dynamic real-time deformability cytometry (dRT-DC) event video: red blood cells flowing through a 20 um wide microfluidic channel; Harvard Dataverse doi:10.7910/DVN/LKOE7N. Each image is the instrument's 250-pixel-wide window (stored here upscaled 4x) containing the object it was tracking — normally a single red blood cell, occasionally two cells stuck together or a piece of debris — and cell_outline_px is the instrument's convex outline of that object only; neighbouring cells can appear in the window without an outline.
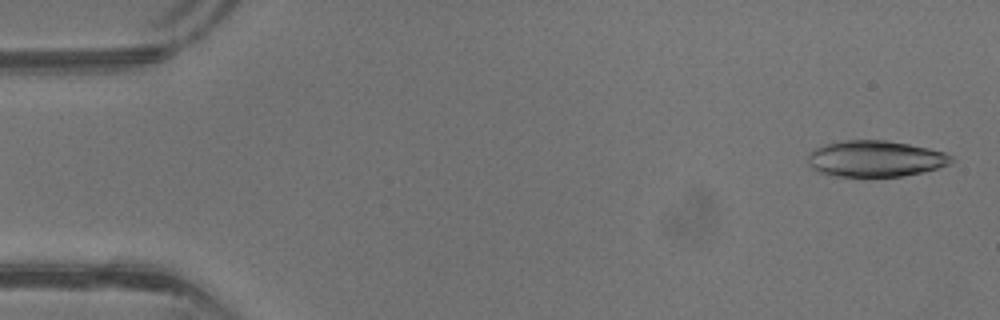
{"species": "common noctule bat (a hibernating species)", "species_latin": "Nyctalus noctula", "temperature_condition": "warm", "stored_images_in_passage": 16, "camera_frame_rate_fps": 3000, "um_per_image_px": 0.085, "animal": {"sex": "male", "body_mass_g": 13.3}, "frame": {"image": 1, "passage_image": 2, "time_ms": 0.333, "image_size_px": [1000, 320], "cell_outline_px": [[952, 160], [948, 164], [924, 172], [904, 176], [832, 176], [820, 172], [812, 168], [808, 164], [808, 152], [824, 144], [844, 140], [884, 140], [908, 144], [928, 148], [944, 152], [952, 156]], "centroid_in_image_um": [74.37, 13.49], "position_along_channel_um": 10.6, "area_um2": 30.17}}
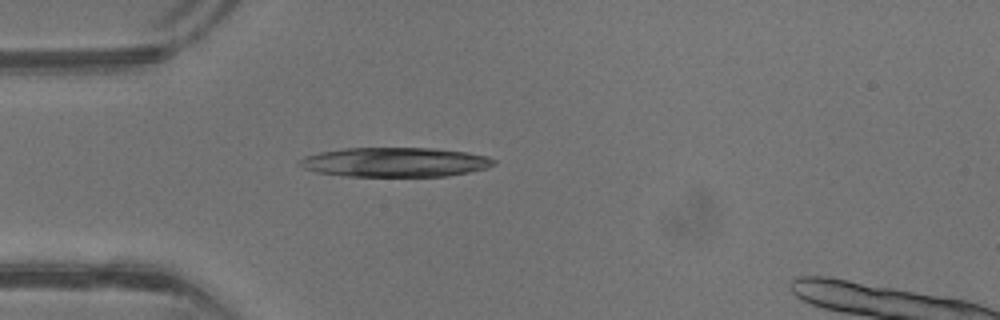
{"frame": {"image": 2, "passage_image": 12, "time_ms": 3.667, "image_size_px": [1000, 320], "cell_outline_px": [[496, 164], [488, 168], [448, 176], [344, 176], [316, 172], [304, 168], [296, 164], [296, 160], [304, 156], [320, 152], [344, 148], [432, 148], [468, 152], [488, 156], [496, 160]], "centroid_in_image_um": [33.56, 13.78], "position_along_channel_um": 51.4, "area_um2": 33.64}}
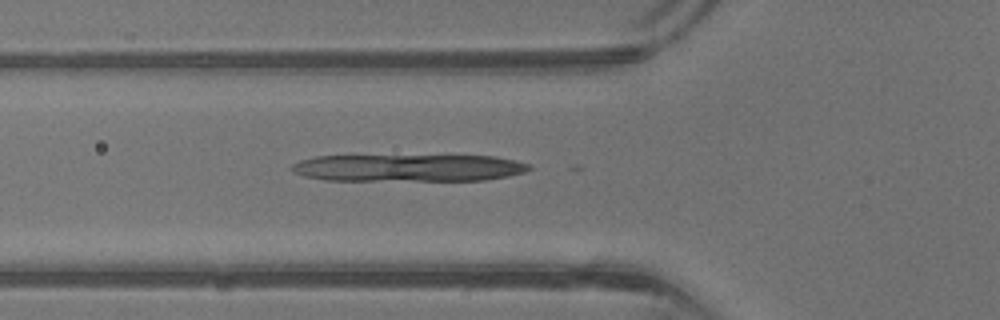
{"frame": {"image": 3, "passage_image": 15, "time_ms": 4.667, "image_size_px": [1000, 320], "cell_outline_px": [[532, 168], [524, 172], [508, 176], [484, 180], [324, 180], [304, 176], [288, 168], [292, 164], [300, 160], [316, 156], [496, 156], [532, 164]], "centroid_in_image_um": [34.73, 14.26], "position_along_channel_um": 91.1, "area_um2": 37.57}}